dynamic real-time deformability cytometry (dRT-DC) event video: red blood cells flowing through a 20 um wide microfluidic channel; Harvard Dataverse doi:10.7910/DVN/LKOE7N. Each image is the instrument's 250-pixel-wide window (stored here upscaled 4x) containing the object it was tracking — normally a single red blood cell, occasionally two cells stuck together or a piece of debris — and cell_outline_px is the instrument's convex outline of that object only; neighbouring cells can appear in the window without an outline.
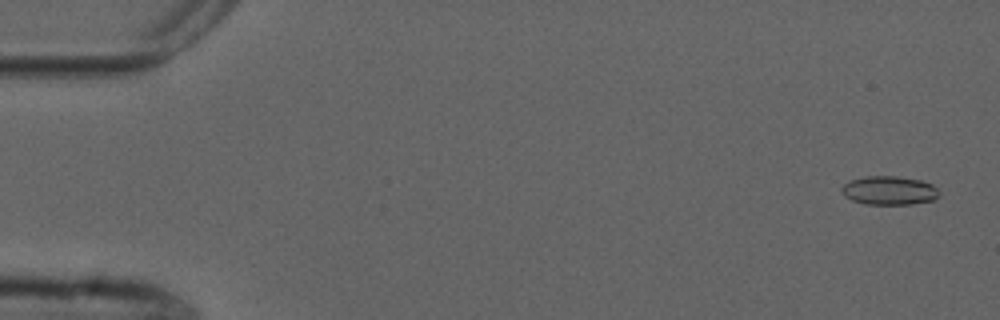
{"species": "common noctule bat (a hibernating species)", "species_latin": "Nyctalus noctula", "temperature_condition": "cold", "stored_images_in_passage": 42, "camera_frame_rate_fps": 3000, "um_per_image_px": 0.085, "animal": {"sex": "male", "forearm_length_mm": 52.5}, "frame": {"image": 1, "passage_image": 2, "time_ms": 0.333, "image_size_px": [1000, 320], "cell_outline_px": [[940, 192], [932, 200], [912, 204], [864, 204], [852, 200], [844, 196], [840, 192], [840, 188], [844, 184], [852, 180], [864, 176], [896, 176], [920, 180], [932, 184]], "centroid_in_image_um": [75.54, 16.19], "position_along_channel_um": 9.5, "area_um2": 16.3}}
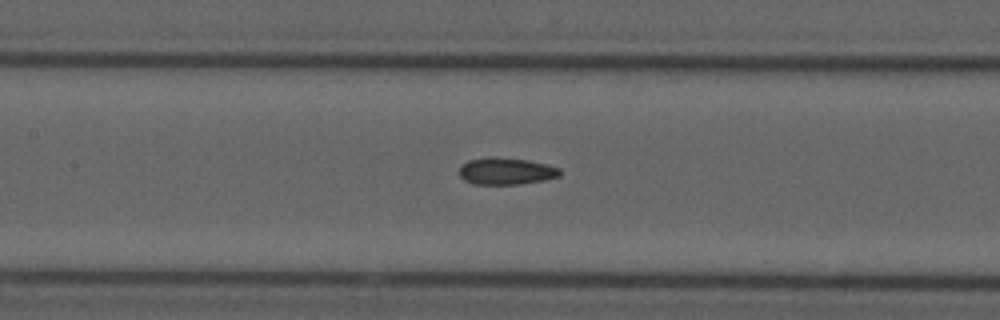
{"frame": {"image": 2, "passage_image": 25, "time_ms": 8.0, "image_size_px": [1000, 320], "cell_outline_px": [[560, 176], [544, 180], [520, 184], [472, 184], [464, 180], [460, 176], [460, 164], [468, 160], [488, 156], [496, 156], [528, 160], [560, 168]], "centroid_in_image_um": [42.98, 14.53], "position_along_channel_um": 164.4, "area_um2": 15.95}}
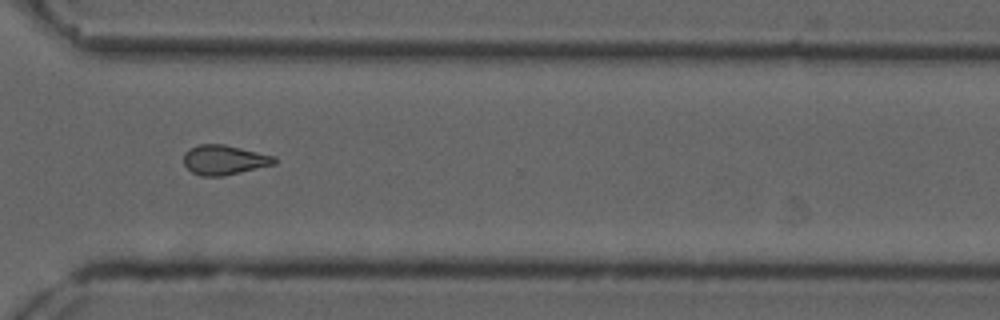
{"frame": {"image": 3, "passage_image": 40, "time_ms": 13.0, "image_size_px": [1000, 320], "cell_outline_px": [[276, 164], [224, 176], [200, 176], [192, 172], [184, 164], [184, 152], [188, 148], [200, 144], [224, 144], [276, 156]], "centroid_in_image_um": [19.06, 13.59], "position_along_channel_um": 351.5, "area_um2": 15.84}}